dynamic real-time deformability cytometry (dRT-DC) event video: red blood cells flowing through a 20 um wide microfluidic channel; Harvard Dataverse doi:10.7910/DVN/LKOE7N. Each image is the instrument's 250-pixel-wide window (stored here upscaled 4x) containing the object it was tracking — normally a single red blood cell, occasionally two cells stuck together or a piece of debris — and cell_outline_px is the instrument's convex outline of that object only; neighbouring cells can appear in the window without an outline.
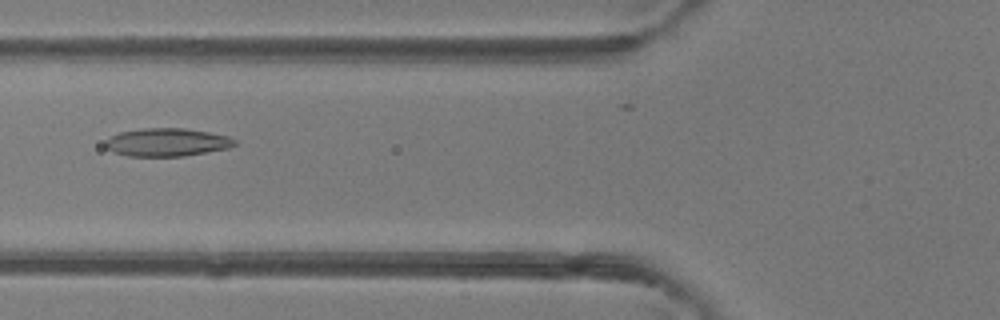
{"species": "common noctule bat (a hibernating species)", "species_latin": "Nyctalus noctula", "temperature_condition": "room temperature", "stored_images_in_passage": 22, "camera_frame_rate_fps": 3000, "um_per_image_px": 0.085, "animal": {"sex": "female"}, "frame": {"image": 1, "passage_image": 10, "time_ms": 3.0, "image_size_px": [1000, 320], "cell_outline_px": [[236, 144], [228, 148], [184, 156], [128, 156], [112, 152], [104, 144], [104, 140], [120, 132], [144, 128], [184, 128], [208, 132], [228, 136], [236, 140]], "centroid_in_image_um": [14.17, 12.09], "position_along_channel_um": 111.6, "area_um2": 21.1}}
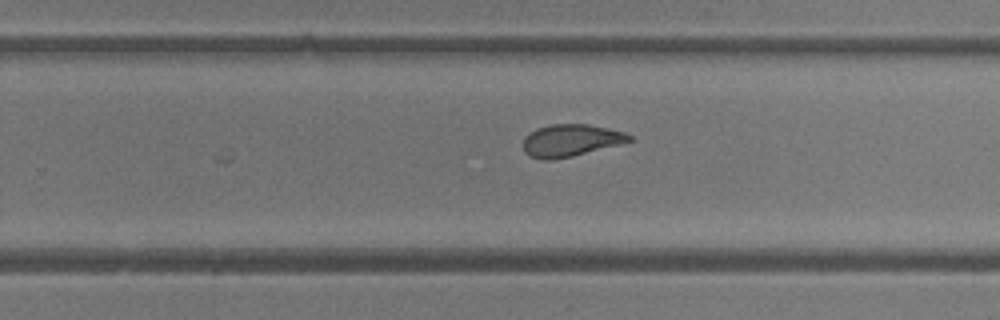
{"frame": {"image": 2, "passage_image": 22, "time_ms": 7.0, "image_size_px": [1000, 320], "cell_outline_px": [[632, 140], [572, 156], [552, 160], [544, 160], [528, 156], [524, 152], [524, 136], [536, 128], [552, 124], [588, 124], [608, 128], [624, 132], [632, 136]], "centroid_in_image_um": [48.45, 11.93], "position_along_channel_um": 281.3, "area_um2": 19.71}}